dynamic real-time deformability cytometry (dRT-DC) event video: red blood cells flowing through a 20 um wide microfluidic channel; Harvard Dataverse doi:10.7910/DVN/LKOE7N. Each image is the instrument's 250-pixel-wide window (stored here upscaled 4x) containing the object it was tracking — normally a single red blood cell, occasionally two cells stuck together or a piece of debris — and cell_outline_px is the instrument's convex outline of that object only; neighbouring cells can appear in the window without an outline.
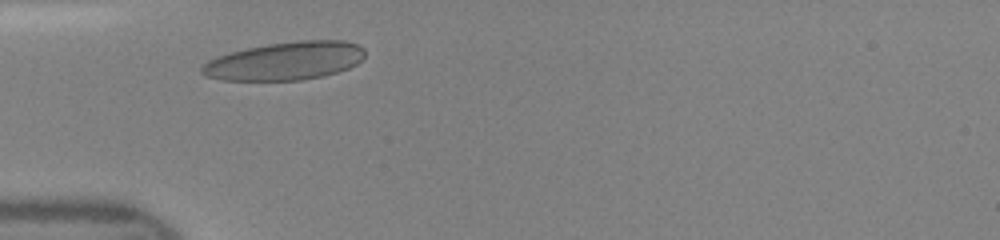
{"species": "human", "species_latin": "Homo sapiens", "temperature_condition": "room temperature", "stored_images_in_passage": 36, "camera_frame_rate_fps": 3000, "um_per_image_px": 0.085, "donor": {"sex": "female"}, "frame": {"image": 1, "passage_image": 4, "time_ms": 1.0, "image_size_px": [1000, 240], "cell_outline_px": [[364, 56], [356, 64], [348, 68], [324, 76], [300, 80], [220, 80], [204, 76], [200, 72], [200, 68], [208, 60], [232, 52], [248, 48], [268, 44], [300, 40], [344, 40], [360, 44], [364, 48]], "centroid_in_image_um": [24.25, 5.18], "position_along_channel_um": 60.8, "area_um2": 36.24}}
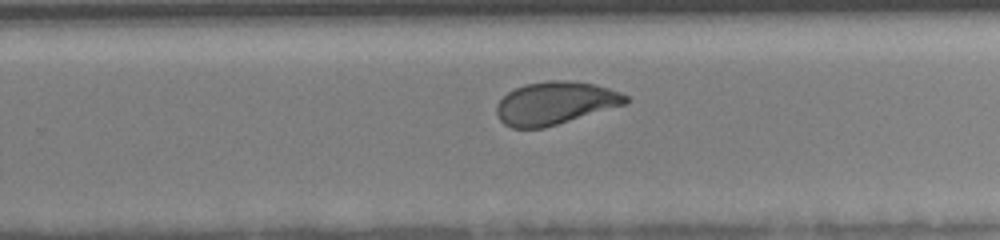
{"frame": {"image": 2, "passage_image": 20, "time_ms": 6.333, "image_size_px": [1000, 240], "cell_outline_px": [[628, 104], [544, 128], [512, 128], [504, 124], [500, 120], [496, 112], [496, 104], [508, 92], [524, 84], [548, 80], [568, 80], [596, 84], [620, 92], [628, 96]], "centroid_in_image_um": [47.2, 8.76], "position_along_channel_um": 282.6, "area_um2": 32.43}}
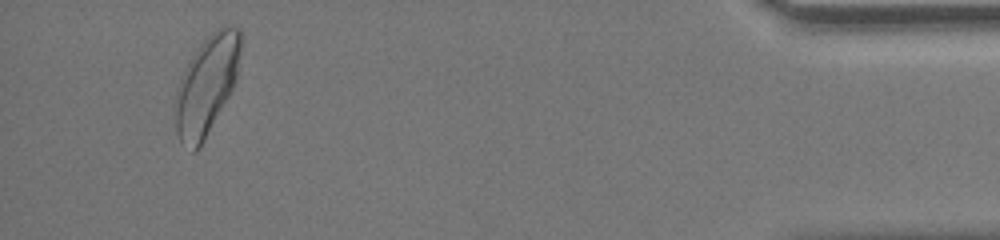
{"frame": {"image": 3, "passage_image": 34, "time_ms": 11.0, "image_size_px": [1000, 240], "cell_outline_px": [[240, 48], [236, 84], [200, 148], [196, 152], [192, 152], [180, 144], [176, 132], [172, 104], [176, 88], [180, 76], [184, 68], [196, 48], [216, 28], [224, 24], [228, 24], [240, 28]], "centroid_in_image_um": [17.52, 7.28], "position_along_channel_um": 417.7, "area_um2": 38.84}}